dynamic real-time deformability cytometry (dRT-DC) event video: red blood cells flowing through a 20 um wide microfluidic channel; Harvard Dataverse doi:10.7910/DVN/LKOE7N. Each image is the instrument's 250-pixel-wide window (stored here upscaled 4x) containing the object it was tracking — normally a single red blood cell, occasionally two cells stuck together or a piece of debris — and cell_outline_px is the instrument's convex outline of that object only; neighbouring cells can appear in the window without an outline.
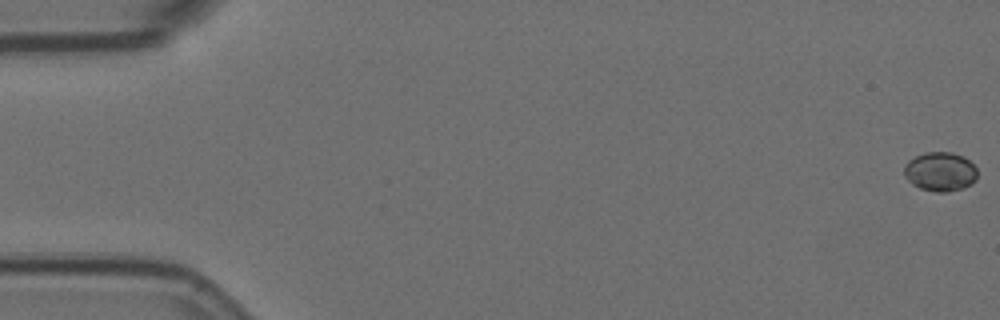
{"species": "Egyptian fruit bat (a non-hibernating species)", "species_latin": "Rousettus aegyptiacus", "temperature_condition": "room temperature", "stored_images_in_passage": 6, "camera_frame_rate_fps": 3000, "um_per_image_px": 0.085, "animal": {"sex": "female"}, "frame": {"image": 1, "passage_image": 1, "time_ms": 0.0, "image_size_px": [1000, 320], "cell_outline_px": [[976, 180], [972, 184], [964, 188], [948, 192], [936, 192], [920, 188], [912, 184], [904, 176], [904, 164], [908, 160], [924, 152], [952, 152], [964, 156], [976, 168]], "centroid_in_image_um": [79.91, 14.59], "position_along_channel_um": 5.1, "area_um2": 16.88}}